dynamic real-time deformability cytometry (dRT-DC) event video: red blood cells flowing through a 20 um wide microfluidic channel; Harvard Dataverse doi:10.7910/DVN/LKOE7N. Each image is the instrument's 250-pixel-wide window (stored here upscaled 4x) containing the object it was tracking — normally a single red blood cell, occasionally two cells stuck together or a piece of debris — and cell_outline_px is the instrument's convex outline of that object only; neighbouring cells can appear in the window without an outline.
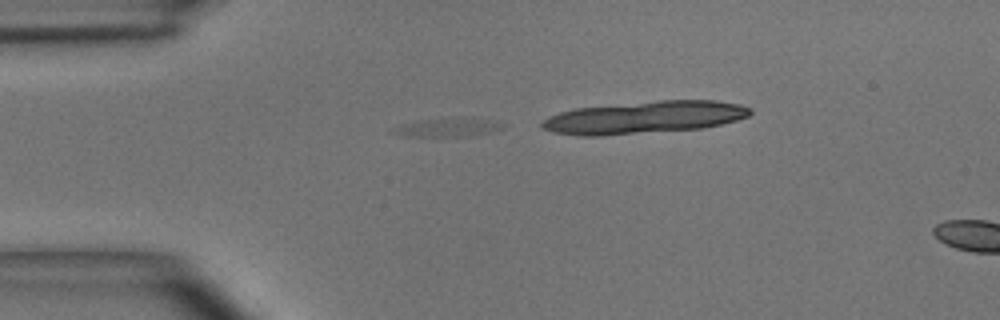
{"species": "common noctule bat (a hibernating species)", "species_latin": "Nyctalus noctula", "temperature_condition": "room temperature", "stored_images_in_passage": 33, "camera_frame_rate_fps": 3000, "um_per_image_px": 0.085, "animal": {"sex": "male", "body_mass_g": 15.6}, "frame": {"image": 1, "passage_image": 8, "time_ms": 2.333, "image_size_px": [1000, 320], "cell_outline_px": [[504, 128], [492, 132], [468, 136], [404, 136], [388, 132], [388, 128], [420, 120], [472, 116], [496, 120], [504, 124]], "centroid_in_image_um": [38.1, 10.8], "position_along_channel_um": 46.9, "area_um2": 12.37}}
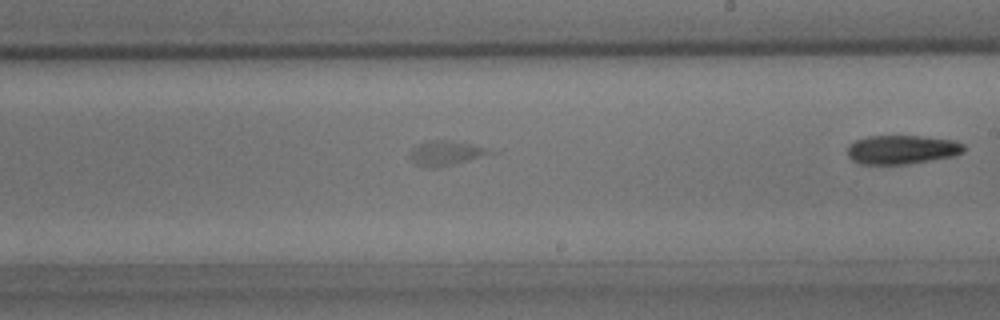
{"frame": {"image": 2, "passage_image": 24, "time_ms": 7.667, "image_size_px": [1000, 320], "cell_outline_px": [[500, 152], [436, 168], [432, 168], [416, 164], [408, 156], [412, 148], [416, 144], [428, 140], [452, 140], [472, 144], [488, 148]], "centroid_in_image_um": [37.92, 12.99], "position_along_channel_um": 251.1, "area_um2": 11.68}}
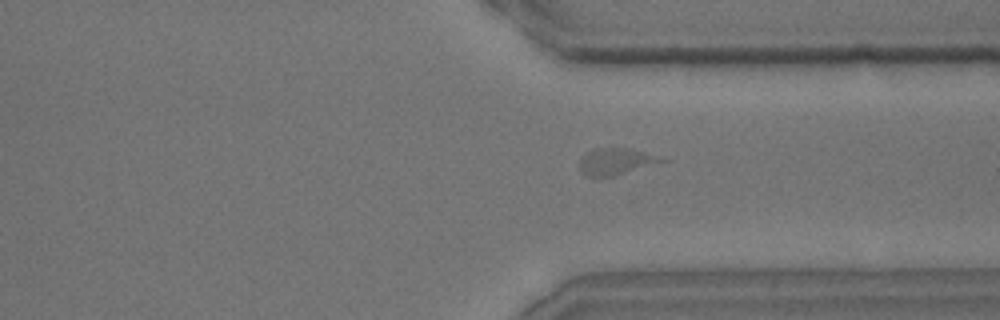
{"frame": {"image": 3, "passage_image": 32, "time_ms": 10.333, "image_size_px": [1000, 320], "cell_outline_px": [[672, 160], [600, 180], [588, 176], [580, 172], [580, 160], [588, 152], [596, 148], [628, 148]], "centroid_in_image_um": [52.37, 13.77], "position_along_channel_um": 359.0, "area_um2": 13.06}}